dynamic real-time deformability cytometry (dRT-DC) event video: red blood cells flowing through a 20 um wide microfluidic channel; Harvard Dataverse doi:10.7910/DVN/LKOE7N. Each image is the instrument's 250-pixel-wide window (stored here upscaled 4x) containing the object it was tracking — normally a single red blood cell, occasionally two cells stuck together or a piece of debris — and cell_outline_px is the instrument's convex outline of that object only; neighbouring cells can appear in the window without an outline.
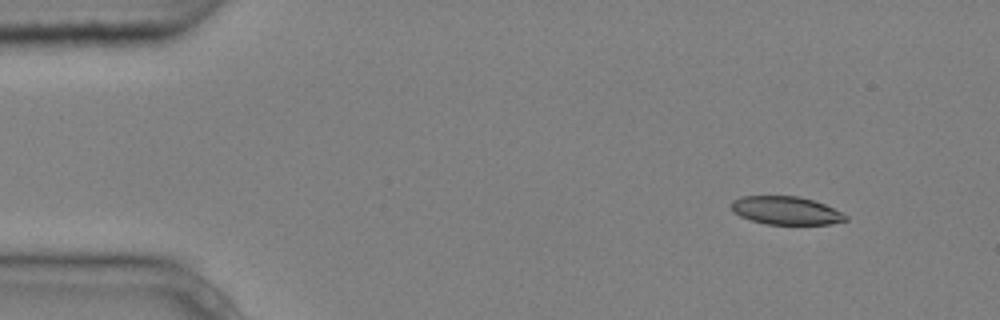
{"species": "common noctule bat (a hibernating species)", "species_latin": "Nyctalus noctula", "temperature_condition": "cold", "stored_images_in_passage": 4, "camera_frame_rate_fps": 3000, "um_per_image_px": 0.085, "animal": {"sex": "male", "body_mass_g": 20.4}, "frame": {"image": 1, "passage_image": 1, "time_ms": 0.0, "image_size_px": [1000, 320], "cell_outline_px": [[848, 220], [828, 224], [768, 224], [752, 220], [740, 216], [732, 208], [732, 200], [740, 196], [800, 196], [824, 204], [848, 216]], "centroid_in_image_um": [66.81, 17.89], "position_along_channel_um": 18.2, "area_um2": 18.5}}
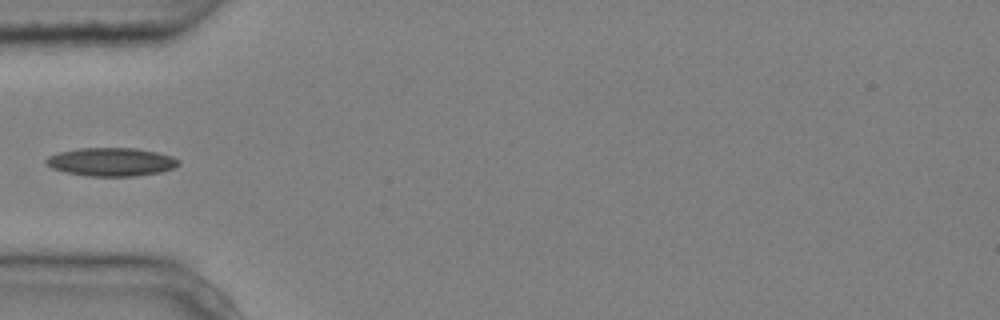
{"frame": {"image": 2, "passage_image": 3, "time_ms": 0.667, "image_size_px": [1000, 320], "cell_outline_px": [[180, 164], [176, 168], [160, 172], [136, 176], [84, 176], [64, 172], [52, 168], [44, 164], [44, 160], [48, 156], [60, 152], [80, 148], [136, 148], [156, 152], [172, 156], [180, 160]], "centroid_in_image_um": [9.46, 13.77], "position_along_channel_um": 75.5, "area_um2": 22.14}}
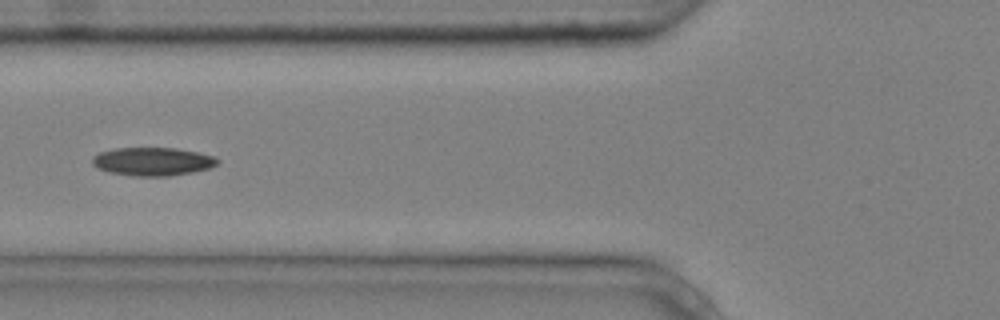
{"frame": {"image": 3, "passage_image": 4, "time_ms": 1.0, "image_size_px": [1000, 320], "cell_outline_px": [[220, 160], [216, 164], [208, 168], [192, 172], [168, 176], [132, 176], [108, 172], [92, 164], [92, 156], [100, 152], [112, 148], [176, 148], [216, 156]], "centroid_in_image_um": [12.96, 13.72], "position_along_channel_um": 112.8, "area_um2": 20.63}}